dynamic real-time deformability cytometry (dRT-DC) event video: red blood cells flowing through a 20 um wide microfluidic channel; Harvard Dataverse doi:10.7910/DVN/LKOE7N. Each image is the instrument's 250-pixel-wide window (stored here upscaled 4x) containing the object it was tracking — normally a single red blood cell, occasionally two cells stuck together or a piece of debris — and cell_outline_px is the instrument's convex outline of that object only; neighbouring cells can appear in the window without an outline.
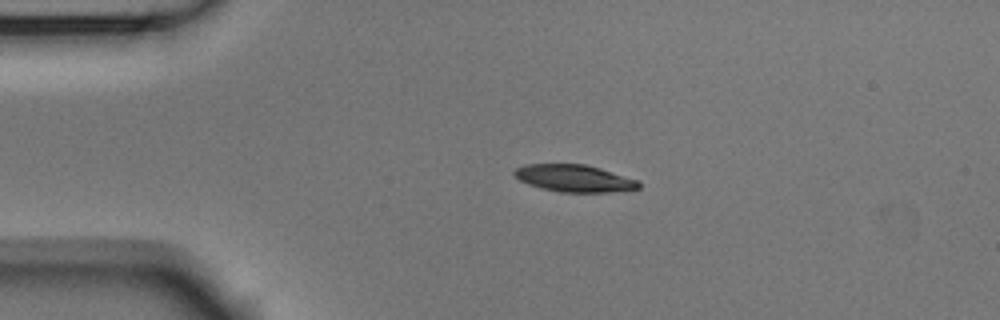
{"species": "Egyptian fruit bat (a non-hibernating species)", "species_latin": "Rousettus aegyptiacus", "temperature_condition": "room temperature", "stored_images_in_passage": 2, "camera_frame_rate_fps": 3000, "um_per_image_px": 0.085, "animal": {"sex": "male"}, "frame": {"image": 1, "passage_image": 1, "time_ms": 0.0, "image_size_px": [1000, 320], "cell_outline_px": [[640, 188], [608, 192], [560, 192], [528, 184], [520, 180], [512, 172], [516, 168], [524, 164], [584, 164], [600, 168], [640, 180]], "centroid_in_image_um": [48.83, 15.15], "position_along_channel_um": 36.2, "area_um2": 19.59}}